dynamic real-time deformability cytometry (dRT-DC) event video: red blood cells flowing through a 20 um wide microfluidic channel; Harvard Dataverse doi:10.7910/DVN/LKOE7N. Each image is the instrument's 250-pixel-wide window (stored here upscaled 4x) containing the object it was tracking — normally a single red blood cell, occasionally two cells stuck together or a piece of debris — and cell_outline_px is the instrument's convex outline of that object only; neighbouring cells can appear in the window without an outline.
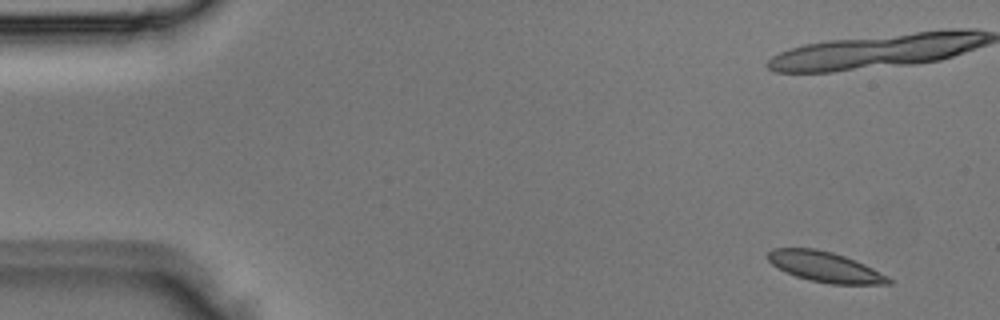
{"species": "Egyptian fruit bat (a non-hibernating species)", "species_latin": "Rousettus aegyptiacus", "temperature_condition": "room temperature", "stored_images_in_passage": 2, "segment_of_instrument_passage": [2, 2], "camera_frame_rate_fps": 3000, "um_per_image_px": 0.085, "animal": {"sex": "male"}, "frame": {"image": 1, "passage_image": 2, "time_ms": 0.333, "image_size_px": [1000, 320], "cell_outline_px": [[892, 284], [832, 284], [808, 280], [796, 276], [772, 264], [768, 260], [768, 252], [772, 248], [816, 248], [832, 252], [844, 256], [864, 264], [888, 276], [892, 280]], "centroid_in_image_um": [70.14, 22.68], "position_along_channel_um": 14.9, "area_um2": 21.1}}